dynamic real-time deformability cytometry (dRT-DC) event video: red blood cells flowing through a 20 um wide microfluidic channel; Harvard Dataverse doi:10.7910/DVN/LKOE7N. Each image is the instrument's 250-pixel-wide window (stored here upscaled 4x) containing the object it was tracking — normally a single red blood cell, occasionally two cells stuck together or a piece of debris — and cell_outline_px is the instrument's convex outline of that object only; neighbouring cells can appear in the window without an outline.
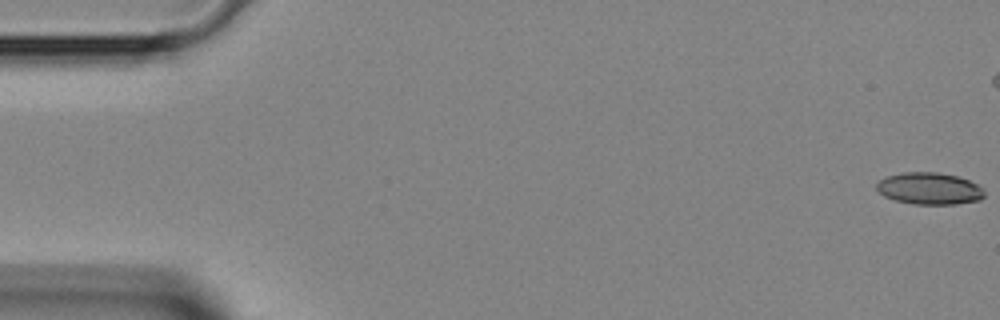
{"species": "Egyptian fruit bat (a non-hibernating species)", "species_latin": "Rousettus aegyptiacus", "temperature_condition": "room temperature", "stored_images_in_passage": 16, "camera_frame_rate_fps": 3000, "um_per_image_px": 0.085, "animal": {"sex": "female"}, "frame": {"image": 1, "passage_image": 1, "time_ms": 0.0, "image_size_px": [1000, 320], "cell_outline_px": [[984, 196], [980, 200], [956, 204], [912, 204], [896, 200], [884, 196], [876, 188], [876, 184], [884, 176], [904, 172], [936, 172], [956, 176], [968, 180], [984, 188]], "centroid_in_image_um": [78.99, 16.02], "position_along_channel_um": 6.0, "area_um2": 20.06}}
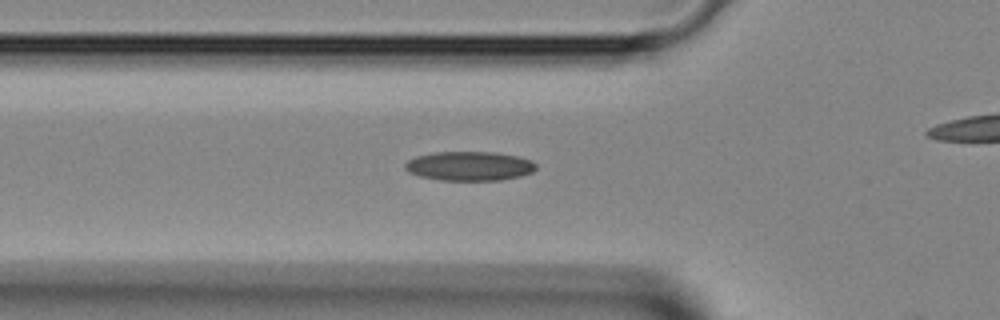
{"frame": {"image": 2, "passage_image": 15, "time_ms": 4.667, "image_size_px": [1000, 320], "cell_outline_px": [[536, 168], [532, 172], [520, 176], [500, 180], [444, 180], [420, 176], [408, 172], [404, 168], [404, 164], [408, 160], [416, 156], [432, 152], [496, 152], [516, 156], [532, 160], [536, 164]], "centroid_in_image_um": [39.89, 14.1], "position_along_channel_um": 85.9, "area_um2": 22.31}}